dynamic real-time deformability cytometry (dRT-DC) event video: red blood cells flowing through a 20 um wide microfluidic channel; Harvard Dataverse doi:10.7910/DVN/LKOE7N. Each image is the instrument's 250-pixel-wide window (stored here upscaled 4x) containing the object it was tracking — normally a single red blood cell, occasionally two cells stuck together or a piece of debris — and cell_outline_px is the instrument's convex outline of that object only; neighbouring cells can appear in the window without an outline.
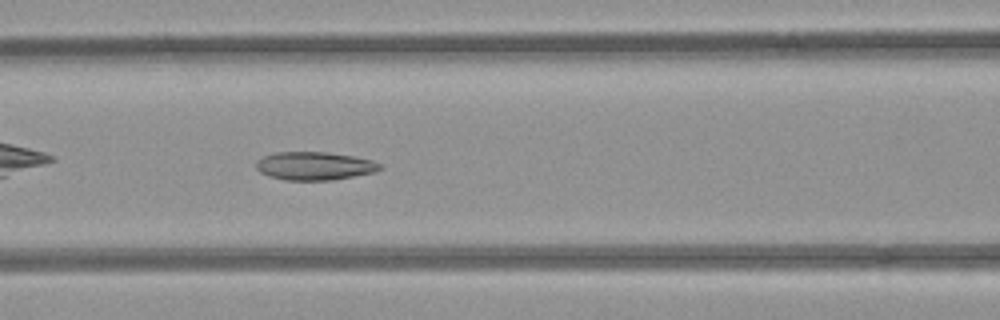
{"species": "common noctule bat (a hibernating species)", "species_latin": "Nyctalus noctula", "temperature_condition": "room temperature", "stored_images_in_passage": 32, "camera_frame_rate_fps": 3000, "um_per_image_px": 0.085, "animal": {"sex": "female", "body_mass_g": 21.9}, "frame": {"image": 1, "passage_image": 8, "time_ms": 2.333, "image_size_px": [1000, 320], "cell_outline_px": [[384, 168], [376, 172], [332, 180], [284, 180], [268, 176], [260, 172], [256, 168], [256, 160], [264, 156], [276, 152], [328, 152], [352, 156], [372, 160], [384, 164]], "centroid_in_image_um": [26.76, 14.1], "position_along_channel_um": 139.8, "area_um2": 20.58}}
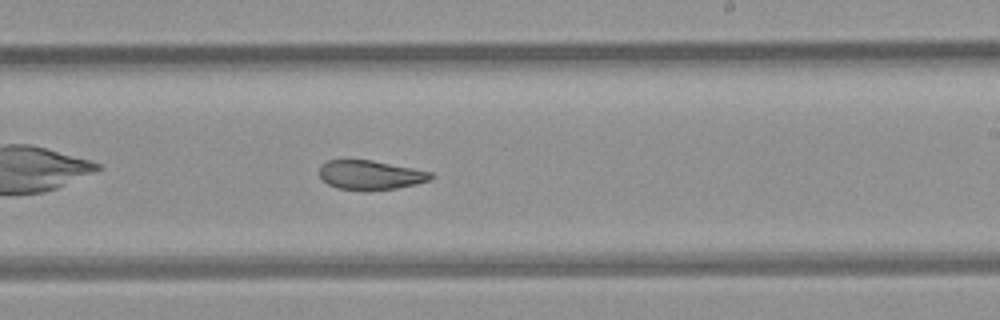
{"frame": {"image": 2, "passage_image": 17, "time_ms": 5.333, "image_size_px": [1000, 320], "cell_outline_px": [[436, 176], [428, 180], [416, 184], [396, 188], [364, 192], [336, 188], [328, 184], [320, 176], [320, 164], [328, 160], [372, 160], [432, 172]], "centroid_in_image_um": [31.47, 14.89], "position_along_channel_um": 257.5, "area_um2": 19.25}}
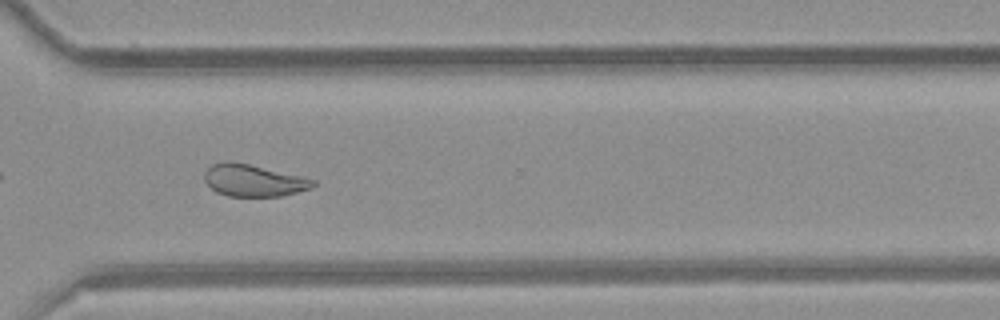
{"frame": {"image": 3, "passage_image": 24, "time_ms": 7.667, "image_size_px": [1000, 320], "cell_outline_px": [[316, 184], [312, 188], [280, 196], [228, 196], [216, 192], [204, 180], [204, 172], [212, 164], [248, 164], [304, 176], [316, 180]], "centroid_in_image_um": [21.62, 15.37], "position_along_channel_um": 349.0, "area_um2": 19.77}, "authors_computed_cell_mechanics": {"area_um2": 20.6057, "velocity_mm_per_s": 3.9243, "shape_relaxation_time_tau1_ms": null, "shape_relaxation_time_tau2_ms": 3.051, "deformation_change_tau1": null, "deformation_change_tau2": 0.1039}}